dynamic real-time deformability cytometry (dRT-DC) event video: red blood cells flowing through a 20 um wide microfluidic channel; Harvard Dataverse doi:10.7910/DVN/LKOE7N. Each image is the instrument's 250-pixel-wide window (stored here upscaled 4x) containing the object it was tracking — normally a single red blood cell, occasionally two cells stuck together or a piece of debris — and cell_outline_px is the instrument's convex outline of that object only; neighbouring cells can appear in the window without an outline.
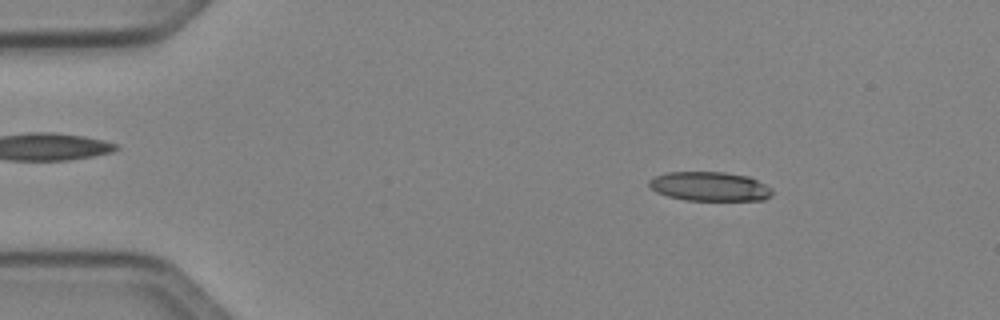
{"species": "Egyptian fruit bat (a non-hibernating species)", "species_latin": "Rousettus aegyptiacus", "temperature_condition": "cold", "stored_images_in_passage": 50, "camera_frame_rate_fps": 3000, "um_per_image_px": 0.085, "animal": {"sex": "female"}, "frame": {"image": 1, "passage_image": 7, "time_ms": 2.0, "image_size_px": [1000, 320], "cell_outline_px": [[772, 196], [764, 200], [688, 200], [668, 196], [656, 192], [648, 184], [648, 180], [656, 176], [668, 172], [724, 172], [748, 176], [772, 188]], "centroid_in_image_um": [60.34, 15.85], "position_along_channel_um": 24.7, "area_um2": 20.87}}
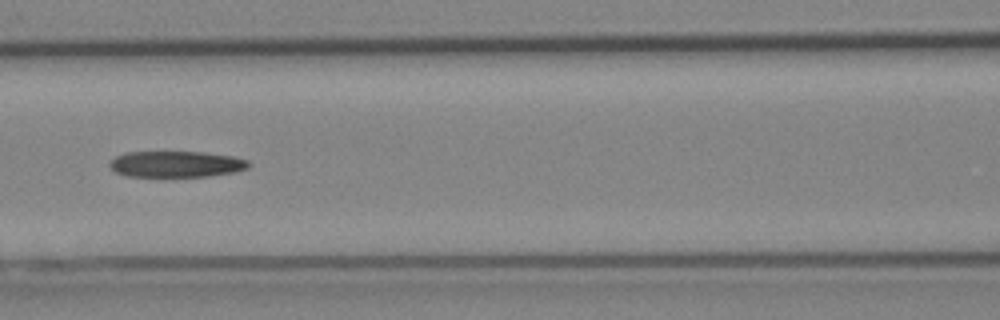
{"frame": {"image": 2, "passage_image": 22, "time_ms": 7.0, "image_size_px": [1000, 320], "cell_outline_px": [[252, 164], [248, 168], [236, 172], [208, 176], [124, 176], [116, 172], [108, 164], [116, 156], [124, 152], [204, 152], [232, 156], [248, 160]], "centroid_in_image_um": [15.0, 13.95], "position_along_channel_um": 151.6, "area_um2": 21.21}}
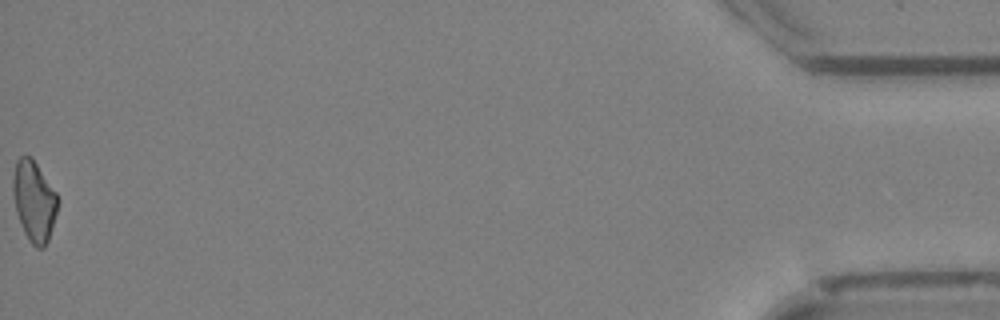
{"frame": {"image": 3, "passage_image": 50, "time_ms": 16.333, "image_size_px": [1000, 320], "cell_outline_px": [[60, 200], [48, 240], [44, 248], [36, 248], [28, 240], [24, 232], [16, 212], [12, 192], [12, 176], [16, 160], [20, 156], [32, 156], [56, 192]], "centroid_in_image_um": [2.89, 17.06], "position_along_channel_um": 432.3, "area_um2": 21.27}}